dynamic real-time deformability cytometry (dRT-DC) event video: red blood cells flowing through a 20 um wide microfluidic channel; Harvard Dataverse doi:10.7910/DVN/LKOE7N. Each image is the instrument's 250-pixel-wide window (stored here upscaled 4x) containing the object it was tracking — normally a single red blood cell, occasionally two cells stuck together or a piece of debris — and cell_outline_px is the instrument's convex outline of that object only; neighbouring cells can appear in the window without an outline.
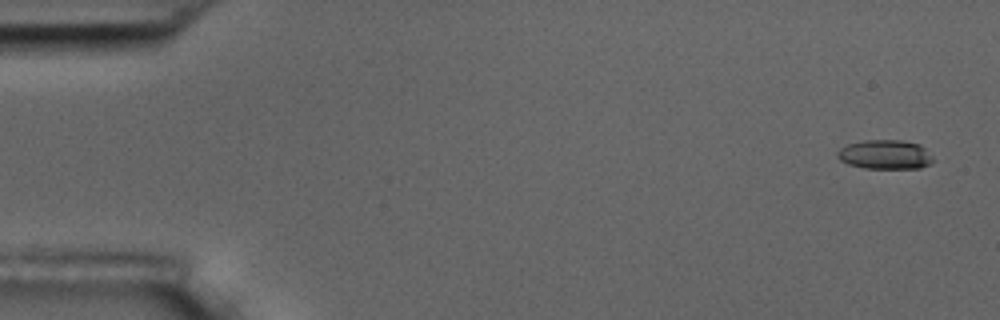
{"species": "common noctule bat (a hibernating species)", "species_latin": "Nyctalus noctula", "temperature_condition": "room temperature", "stored_images_in_passage": 5, "camera_frame_rate_fps": 3000, "um_per_image_px": 0.085, "animal": {"sex": "male", "body_mass_g": 17.5, "forearm_length_mm": 52.3}, "frame": {"image": 1, "passage_image": 1, "time_ms": 0.0, "image_size_px": [1000, 320], "cell_outline_px": [[932, 164], [920, 168], [864, 168], [848, 164], [840, 160], [836, 156], [836, 152], [840, 148], [848, 144], [864, 140], [900, 140], [920, 144], [932, 156]], "centroid_in_image_um": [75.22, 13.14], "position_along_channel_um": 9.8, "area_um2": 16.36}}